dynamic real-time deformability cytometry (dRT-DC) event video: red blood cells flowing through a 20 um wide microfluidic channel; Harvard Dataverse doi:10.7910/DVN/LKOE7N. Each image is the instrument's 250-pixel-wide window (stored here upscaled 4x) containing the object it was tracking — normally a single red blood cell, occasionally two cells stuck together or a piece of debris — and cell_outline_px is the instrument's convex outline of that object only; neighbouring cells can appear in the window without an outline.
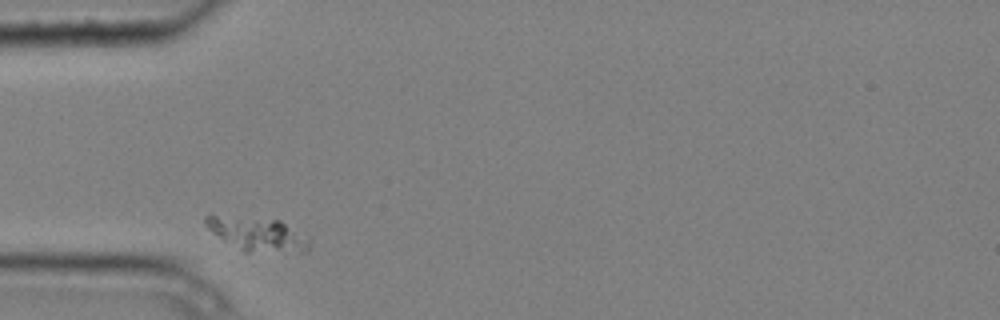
{"species": "common noctule bat (a hibernating species)", "species_latin": "Nyctalus noctula", "temperature_condition": "cold", "stored_images_in_passage": 3, "camera_frame_rate_fps": 3000, "um_per_image_px": 0.085, "animal": {"sex": "male", "body_mass_g": 20.4}, "frame": {"image": 1, "passage_image": 1, "time_ms": 0.0, "image_size_px": [1000, 320], "cell_outline_px": [[312, 240], [308, 252], [244, 252], [224, 240], [212, 232], [204, 224], [204, 216], [208, 212], [280, 220]], "centroid_in_image_um": [21.84, 19.86], "position_along_channel_um": 63.2, "area_um2": 21.1}}
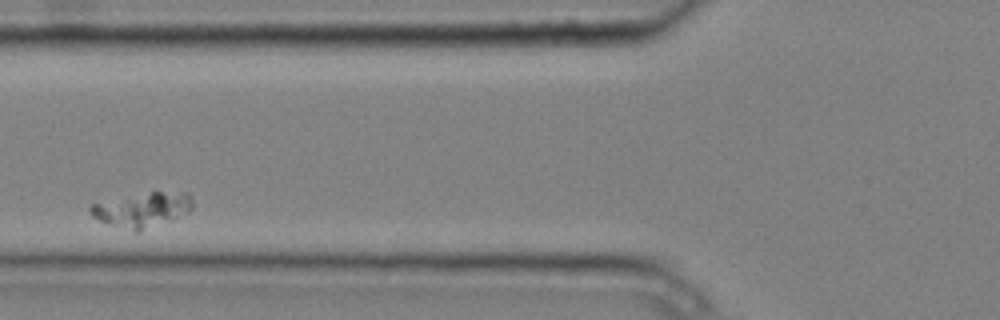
{"frame": {"image": 2, "passage_image": 2, "time_ms": 0.333, "image_size_px": [1000, 320], "cell_outline_px": [[192, 208], [188, 212], [136, 232], [132, 232], [100, 220], [92, 216], [88, 212], [88, 208], [92, 204], [152, 192], [188, 192], [192, 196]], "centroid_in_image_um": [12.1, 17.82], "position_along_channel_um": 113.7, "area_um2": 19.88}}
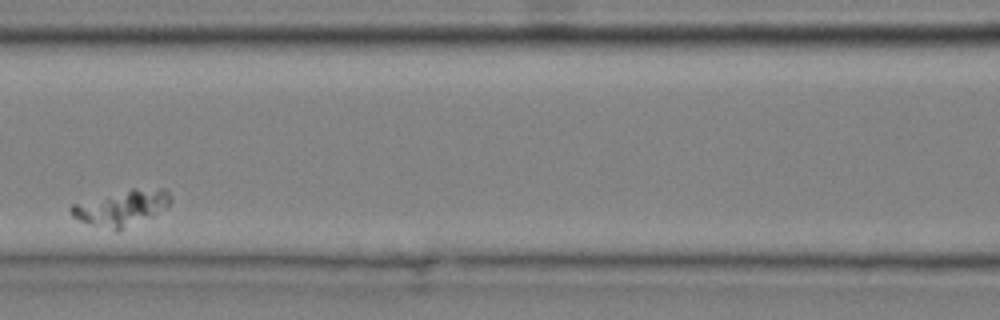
{"frame": {"image": 3, "passage_image": 3, "time_ms": 0.667, "image_size_px": [1000, 320], "cell_outline_px": [[172, 200], [168, 208], [152, 216], [116, 232], [80, 220], [72, 216], [68, 208], [72, 204], [132, 188], [164, 188], [168, 192]], "centroid_in_image_um": [10.37, 17.66], "position_along_channel_um": 156.2, "area_um2": 20.63}}